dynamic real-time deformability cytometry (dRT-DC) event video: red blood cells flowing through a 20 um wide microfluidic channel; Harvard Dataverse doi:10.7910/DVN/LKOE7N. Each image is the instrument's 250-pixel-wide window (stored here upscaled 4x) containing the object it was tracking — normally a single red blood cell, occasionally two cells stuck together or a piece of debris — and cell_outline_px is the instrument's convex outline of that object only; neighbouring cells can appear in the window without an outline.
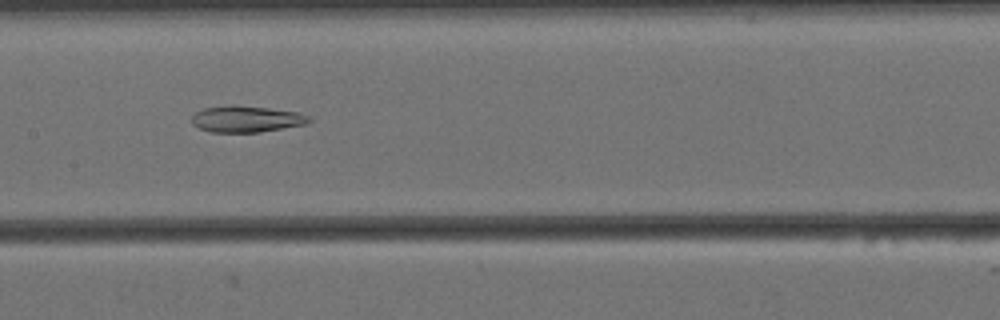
{"species": "Egyptian fruit bat (a non-hibernating species)", "species_latin": "Rousettus aegyptiacus", "temperature_condition": "cold", "stored_images_in_passage": 56, "camera_frame_rate_fps": 3000, "um_per_image_px": 0.085, "animal": {"sex": "female"}, "frame": {"image": 1, "passage_image": 26, "time_ms": 8.333, "image_size_px": [1000, 320], "cell_outline_px": [[312, 120], [308, 124], [260, 132], [212, 132], [200, 128], [192, 124], [192, 116], [196, 112], [204, 108], [232, 104], [236, 104], [300, 112], [308, 116]], "centroid_in_image_um": [20.97, 10.11], "position_along_channel_um": 186.4, "area_um2": 18.21}}
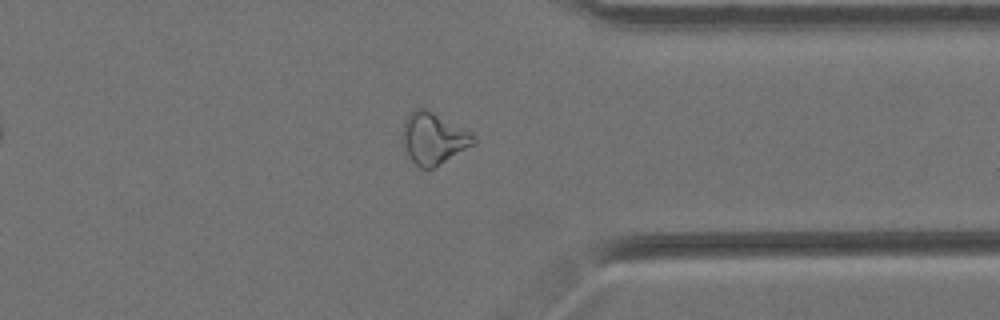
{"frame": {"image": 2, "passage_image": 43, "time_ms": 14.0, "image_size_px": [1000, 320], "cell_outline_px": [[476, 144], [436, 168], [420, 168], [408, 156], [404, 148], [404, 120], [416, 108], [424, 108], [472, 132], [476, 140]], "centroid_in_image_um": [36.9, 11.8], "position_along_channel_um": 374.5, "area_um2": 21.27}}
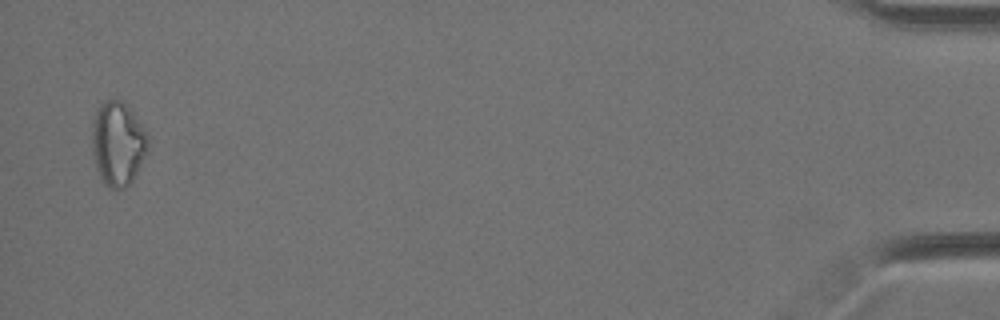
{"frame": {"image": 3, "passage_image": 55, "time_ms": 18.0, "image_size_px": [1000, 320], "cell_outline_px": [[152, 144], [132, 180], [128, 184], [120, 188], [112, 188], [100, 176], [96, 168], [92, 152], [92, 120], [100, 104], [104, 100], [120, 100], [128, 104], [144, 128]], "centroid_in_image_um": [10.04, 12.14], "position_along_channel_um": 425.2, "area_um2": 27.51}}